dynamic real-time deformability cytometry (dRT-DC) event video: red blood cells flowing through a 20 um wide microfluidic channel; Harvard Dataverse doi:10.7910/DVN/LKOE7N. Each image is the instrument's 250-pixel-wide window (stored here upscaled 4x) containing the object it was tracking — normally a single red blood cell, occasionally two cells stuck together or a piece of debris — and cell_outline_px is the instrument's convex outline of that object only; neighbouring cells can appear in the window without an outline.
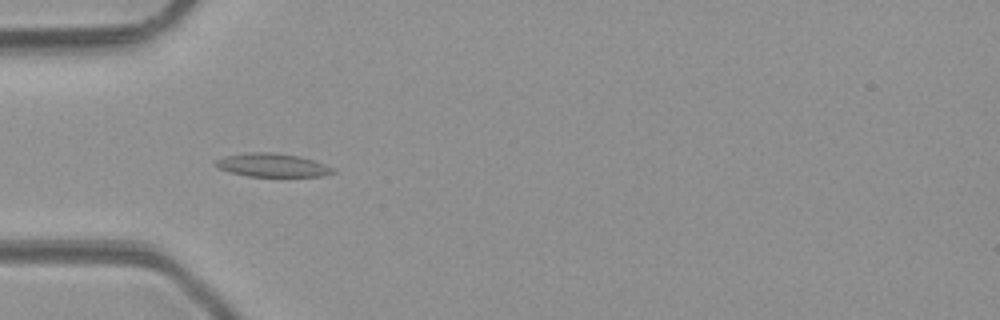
{"species": "common noctule bat (a hibernating species)", "species_latin": "Nyctalus noctula", "temperature_condition": "room temperature", "stored_images_in_passage": 5, "camera_frame_rate_fps": 3000, "um_per_image_px": 0.085, "animal": {"sex": "male", "body_mass_g": 23.1, "forearm_length_mm": 52.7}, "frame": {"image": 1, "passage_image": 3, "time_ms": 3.333, "image_size_px": [1000, 320], "cell_outline_px": [[336, 172], [324, 176], [248, 176], [216, 168], [212, 164], [216, 160], [224, 156], [248, 152], [268, 152], [300, 156], [336, 168]], "centroid_in_image_um": [23.14, 14.03], "position_along_channel_um": 61.9, "area_um2": 16.07}}
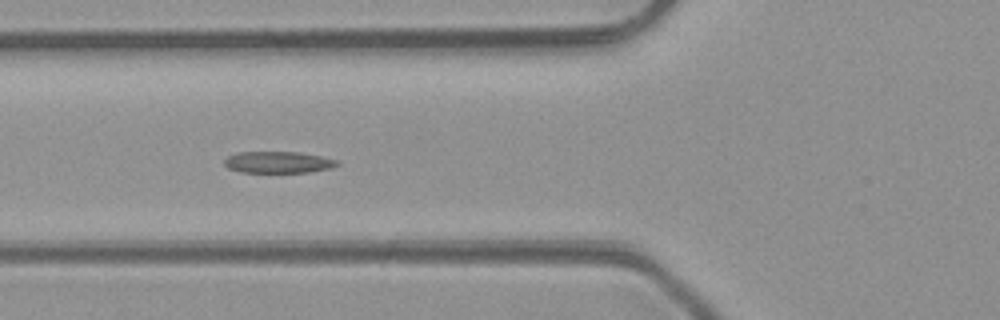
{"frame": {"image": 2, "passage_image": 4, "time_ms": 4.333, "image_size_px": [1000, 320], "cell_outline_px": [[340, 164], [328, 168], [308, 172], [240, 172], [228, 168], [224, 164], [224, 160], [228, 156], [236, 152], [300, 152], [320, 156], [336, 160]], "centroid_in_image_um": [23.59, 13.78], "position_along_channel_um": 102.2, "area_um2": 14.05}}
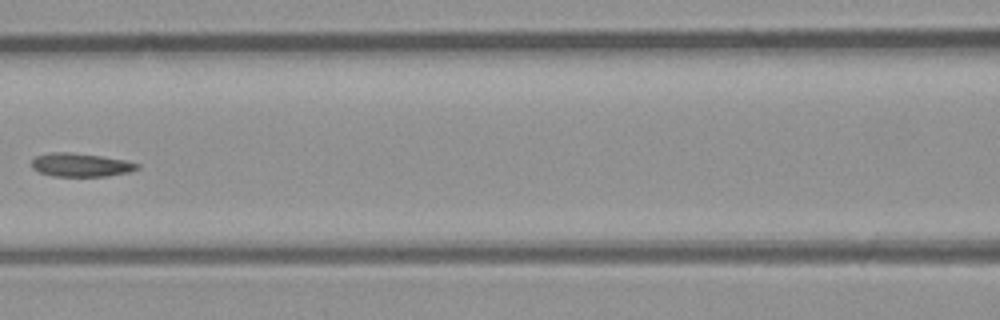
{"frame": {"image": 3, "passage_image": 5, "time_ms": 5.667, "image_size_px": [1000, 320], "cell_outline_px": [[140, 168], [128, 172], [108, 176], [52, 176], [40, 172], [32, 168], [32, 160], [36, 156], [52, 152], [68, 152], [100, 156], [124, 160], [140, 164]], "centroid_in_image_um": [6.86, 14.02], "position_along_channel_um": 159.7, "area_um2": 14.33}}